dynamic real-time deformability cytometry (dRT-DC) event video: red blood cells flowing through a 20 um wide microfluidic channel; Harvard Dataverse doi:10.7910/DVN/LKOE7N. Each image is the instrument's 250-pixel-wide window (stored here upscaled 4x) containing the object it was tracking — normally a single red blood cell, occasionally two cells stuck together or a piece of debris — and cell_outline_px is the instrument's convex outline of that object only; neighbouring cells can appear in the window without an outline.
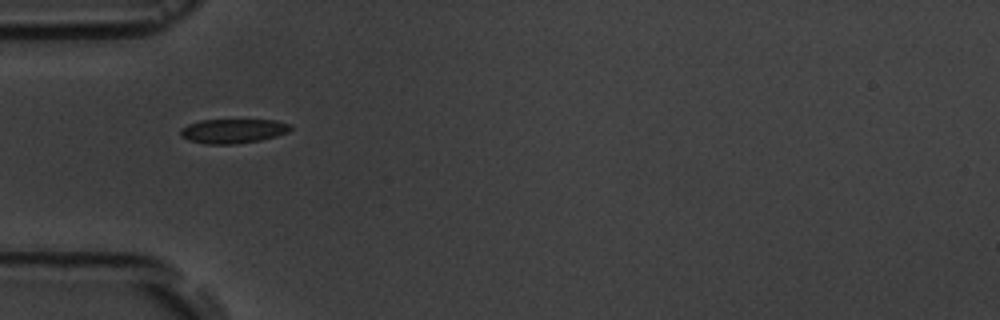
{"species": "common noctule bat (a hibernating species)", "species_latin": "Nyctalus noctula", "temperature_condition": "room temperature", "stored_images_in_passage": 8, "camera_frame_rate_fps": 3000, "um_per_image_px": 0.085, "animal": {"sex": "male", "body_mass_g": 19.5, "forearm_length_mm": 54.6}, "frame": {"image": 1, "passage_image": 4, "time_ms": 4.0, "image_size_px": [1000, 320], "cell_outline_px": [[292, 128], [288, 132], [276, 136], [260, 140], [236, 144], [208, 144], [188, 140], [180, 136], [180, 128], [188, 124], [200, 120], [276, 120], [292, 124]], "centroid_in_image_um": [19.81, 11.13], "position_along_channel_um": 65.2, "area_um2": 15.72}}
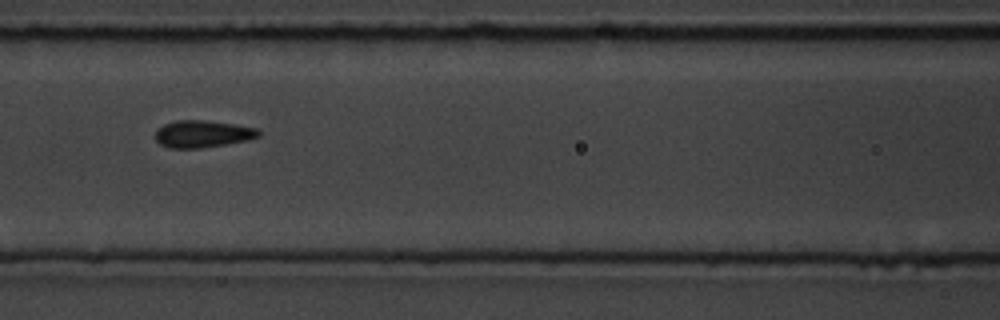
{"frame": {"image": 2, "passage_image": 6, "time_ms": 6.333, "image_size_px": [1000, 320], "cell_outline_px": [[260, 136], [248, 140], [200, 148], [168, 148], [160, 144], [156, 140], [156, 128], [164, 124], [176, 120], [204, 120], [232, 124], [256, 128], [260, 132]], "centroid_in_image_um": [17.18, 11.38], "position_along_channel_um": 149.4, "area_um2": 16.24}}
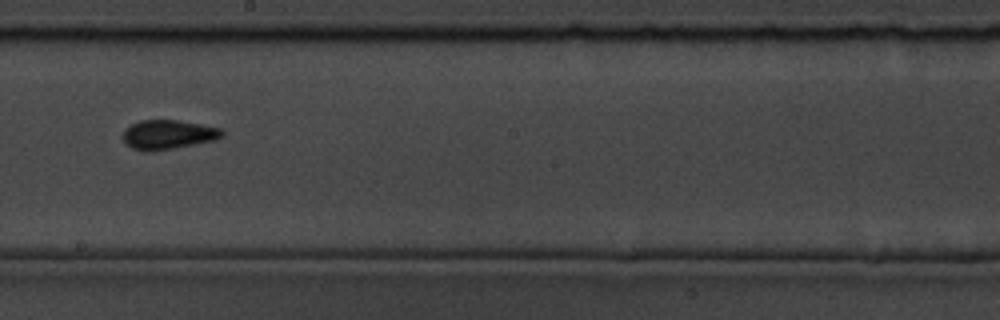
{"frame": {"image": 3, "passage_image": 8, "time_ms": 8.667, "image_size_px": [1000, 320], "cell_outline_px": [[224, 136], [216, 140], [196, 144], [152, 152], [144, 152], [132, 148], [124, 140], [124, 128], [140, 120], [176, 120], [200, 124], [220, 128], [224, 132]], "centroid_in_image_um": [14.3, 11.45], "position_along_channel_um": 233.9, "area_um2": 16.99}}